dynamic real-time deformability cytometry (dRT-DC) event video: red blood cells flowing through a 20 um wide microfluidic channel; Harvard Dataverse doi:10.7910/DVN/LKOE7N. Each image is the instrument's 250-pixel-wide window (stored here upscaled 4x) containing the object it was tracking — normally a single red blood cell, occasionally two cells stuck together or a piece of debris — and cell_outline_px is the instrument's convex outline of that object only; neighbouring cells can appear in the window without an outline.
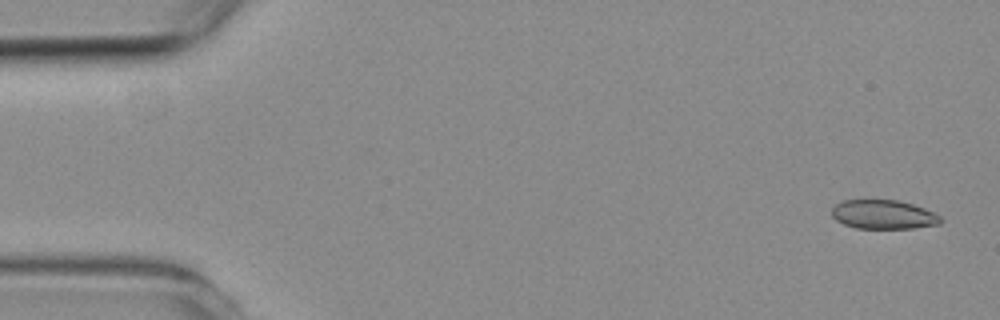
{"species": "common noctule bat (a hibernating species)", "species_latin": "Nyctalus noctula", "temperature_condition": "room temperature", "stored_images_in_passage": 4, "camera_frame_rate_fps": 3000, "um_per_image_px": 0.085, "animal": {"sex": "female", "body_mass_g": 19.3, "forearm_length_mm": 54.1}, "frame": {"image": 1, "passage_image": 1, "time_ms": 0.0, "image_size_px": [1000, 320], "cell_outline_px": [[944, 220], [940, 224], [912, 228], [856, 228], [844, 224], [836, 220], [832, 216], [832, 208], [836, 204], [844, 200], [900, 200], [924, 208], [940, 216]], "centroid_in_image_um": [75.1, 18.23], "position_along_channel_um": 9.9, "area_um2": 18.38}}
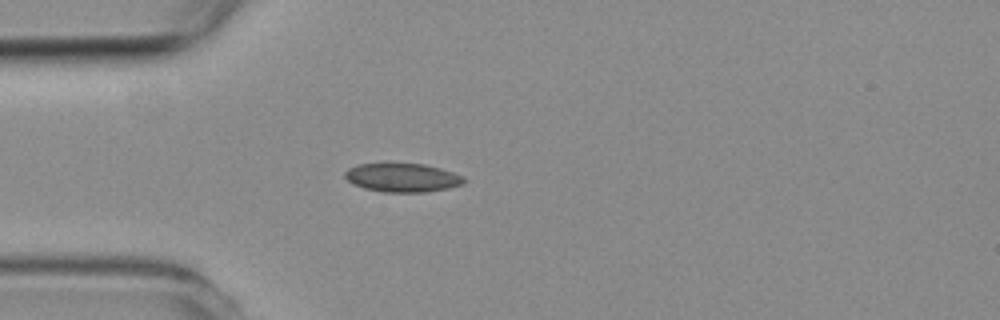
{"frame": {"image": 2, "passage_image": 4, "time_ms": 4.0, "image_size_px": [1000, 320], "cell_outline_px": [[464, 184], [448, 188], [424, 192], [384, 192], [364, 188], [352, 184], [344, 176], [344, 172], [348, 168], [356, 164], [384, 160], [424, 164], [440, 168], [464, 176]], "centroid_in_image_um": [34.13, 15.04], "position_along_channel_um": 50.9, "area_um2": 20.81}}